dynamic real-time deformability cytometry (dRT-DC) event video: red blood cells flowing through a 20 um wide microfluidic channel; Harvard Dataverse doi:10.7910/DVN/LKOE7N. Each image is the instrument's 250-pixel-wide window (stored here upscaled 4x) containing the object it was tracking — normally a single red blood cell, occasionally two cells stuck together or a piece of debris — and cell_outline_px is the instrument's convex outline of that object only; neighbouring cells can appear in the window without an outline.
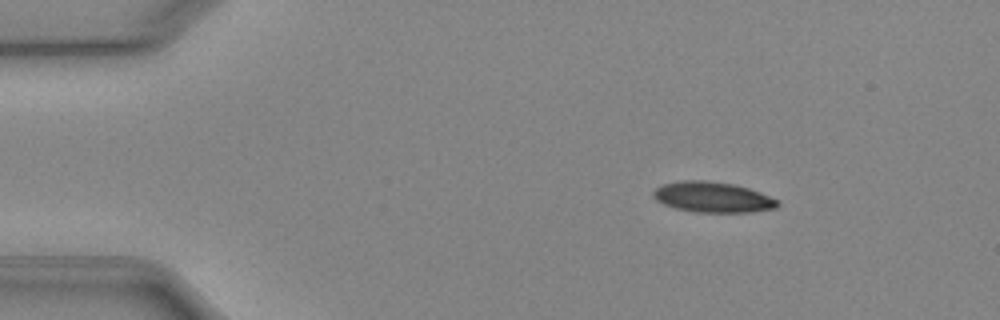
{"species": "Egyptian fruit bat (a non-hibernating species)", "species_latin": "Rousettus aegyptiacus", "temperature_condition": "cold", "stored_images_in_passage": 45, "camera_frame_rate_fps": 3000, "um_per_image_px": 0.085, "animal": {"sex": "female"}, "frame": {"image": 1, "passage_image": 1, "time_ms": 0.0, "image_size_px": [1000, 320], "cell_outline_px": [[780, 204], [776, 208], [752, 212], [696, 212], [676, 208], [664, 204], [656, 200], [652, 196], [652, 192], [656, 188], [664, 184], [680, 180], [704, 180], [732, 184], [748, 188], [760, 192], [780, 200]], "centroid_in_image_um": [60.6, 16.76], "position_along_channel_um": 24.4, "area_um2": 22.14}}
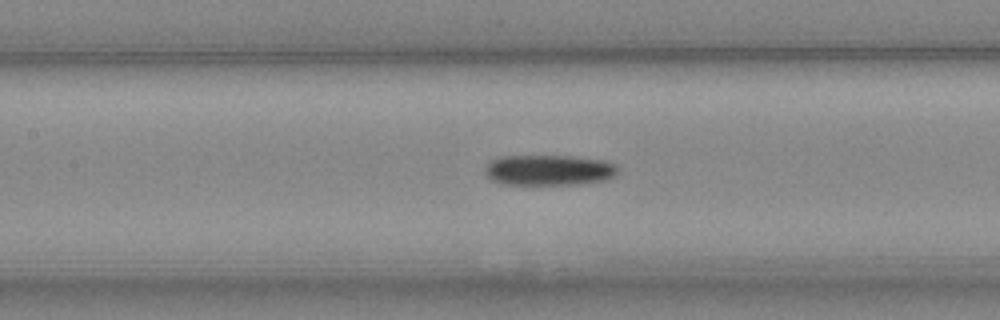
{"frame": {"image": 2, "passage_image": 17, "time_ms": 5.333, "image_size_px": [1000, 320], "cell_outline_px": [[620, 172], [616, 176], [604, 180], [580, 184], [504, 184], [492, 180], [484, 172], [484, 168], [492, 160], [500, 156], [572, 156], [604, 160], [616, 164]], "centroid_in_image_um": [46.7, 14.45], "position_along_channel_um": 160.7, "area_um2": 23.81}}
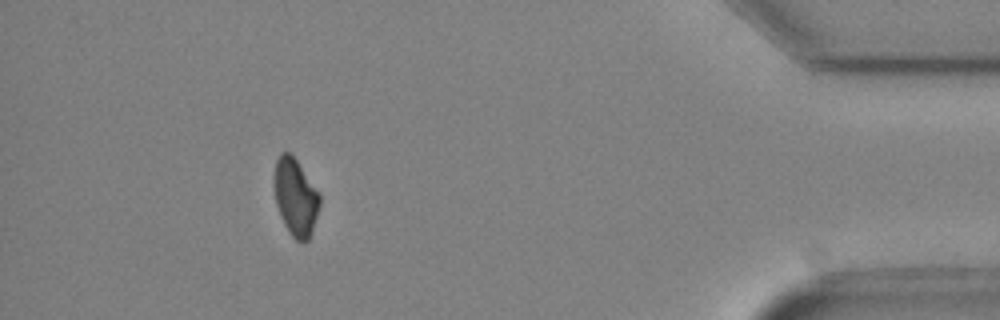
{"frame": {"image": 3, "passage_image": 40, "time_ms": 13.0, "image_size_px": [1000, 320], "cell_outline_px": [[320, 204], [308, 240], [296, 240], [288, 232], [280, 216], [276, 204], [272, 180], [276, 160], [280, 152], [288, 152], [296, 160], [320, 192]], "centroid_in_image_um": [25.08, 16.72], "position_along_channel_um": 410.1, "area_um2": 20.52}, "authors_computed_cell_mechanics": {"area_um2": 23.0044, "velocity_mm_per_s": 3.9437, "shape_relaxation_time_tau1_ms": 9.5886, "shape_relaxation_time_tau2_ms": null, "deformation_change_tau1": 0.1657, "deformation_change_tau2": null}}